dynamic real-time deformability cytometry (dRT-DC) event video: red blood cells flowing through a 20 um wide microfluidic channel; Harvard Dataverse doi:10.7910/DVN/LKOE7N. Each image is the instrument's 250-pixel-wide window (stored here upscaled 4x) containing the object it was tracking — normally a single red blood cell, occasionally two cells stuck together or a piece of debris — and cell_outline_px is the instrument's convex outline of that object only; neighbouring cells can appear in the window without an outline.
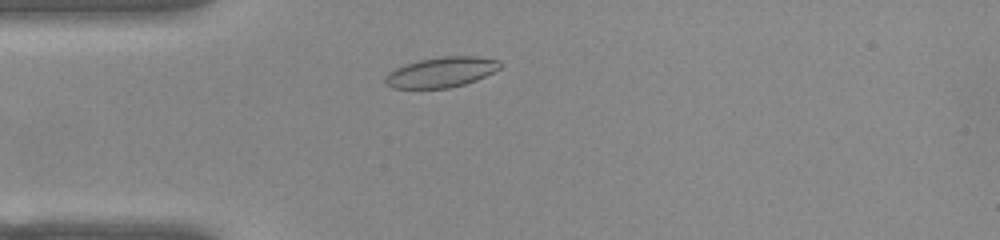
{"species": "common noctule bat (a hibernating species)", "species_latin": "Nyctalus noctula", "temperature_condition": "warm", "stored_images_in_passage": 44, "camera_frame_rate_fps": 3000, "um_per_image_px": 0.085, "animal": {"sex": "female", "body_mass_g": 22.0, "forearm_length_mm": 56.7}, "frame": {"image": 1, "passage_image": 5, "time_ms": 1.333, "image_size_px": [1000, 240], "cell_outline_px": [[500, 68], [476, 80], [464, 84], [448, 88], [392, 88], [384, 80], [384, 76], [388, 72], [404, 64], [420, 60], [444, 56], [476, 56], [496, 60], [500, 64]], "centroid_in_image_um": [37.46, 6.14], "position_along_channel_um": 47.5, "area_um2": 20.0}}
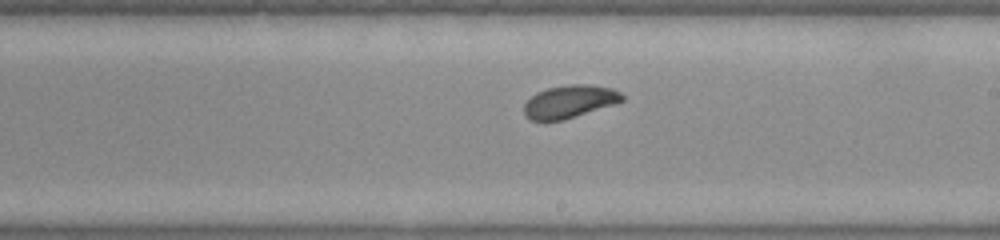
{"frame": {"image": 2, "passage_image": 21, "time_ms": 6.667, "image_size_px": [1000, 240], "cell_outline_px": [[624, 100], [564, 120], [532, 120], [524, 112], [524, 104], [536, 92], [548, 88], [572, 84], [588, 84], [612, 88], [620, 92], [624, 96]], "centroid_in_image_um": [48.42, 8.62], "position_along_channel_um": 240.6, "area_um2": 18.38}}
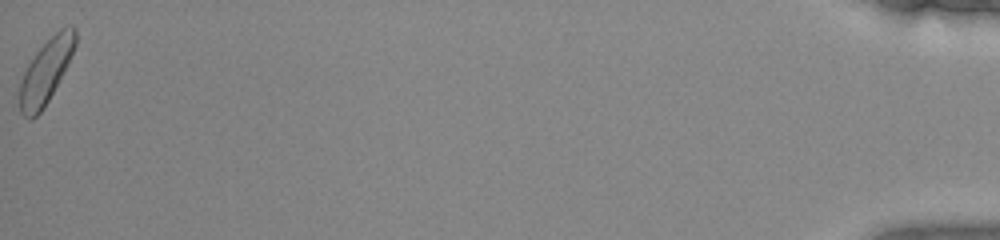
{"frame": {"image": 3, "passage_image": 44, "time_ms": 14.333, "image_size_px": [1000, 240], "cell_outline_px": [[76, 44], [44, 108], [32, 120], [28, 120], [20, 112], [20, 84], [24, 72], [28, 64], [36, 52], [60, 28], [72, 24], [76, 28]], "centroid_in_image_um": [3.88, 6.06], "position_along_channel_um": 431.3, "area_um2": 20.11}, "authors_computed_cell_mechanics": {"area_um2": 19.4208, "velocity_mm_per_s": 3.8581, "shape_relaxation_time_tau1_ms": 2.3965, "shape_relaxation_time_tau2_ms": null, "deformation_change_tau1": 0.1013, "deformation_change_tau2": null}}